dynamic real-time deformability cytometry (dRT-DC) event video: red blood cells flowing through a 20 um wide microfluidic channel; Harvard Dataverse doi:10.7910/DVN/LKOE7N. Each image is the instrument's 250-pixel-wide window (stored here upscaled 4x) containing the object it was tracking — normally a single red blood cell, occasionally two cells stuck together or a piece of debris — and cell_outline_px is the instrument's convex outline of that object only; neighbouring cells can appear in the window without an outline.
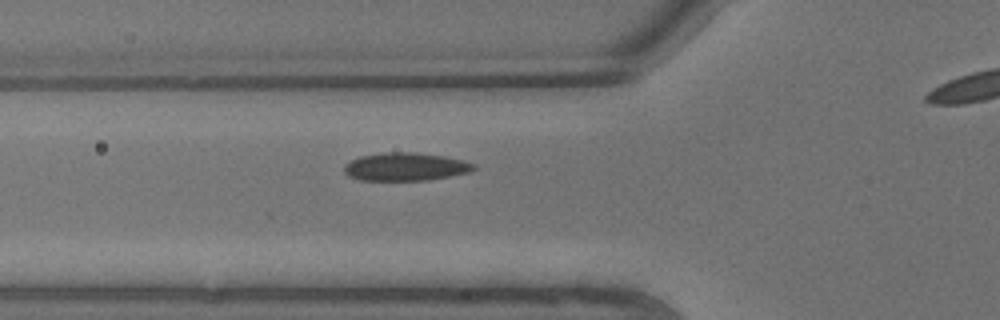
{"species": "common noctule bat (a hibernating species)", "species_latin": "Nyctalus noctula", "temperature_condition": "warm", "stored_images_in_passage": 3, "segment_of_instrument_passage": [1, 2], "camera_frame_rate_fps": 3000, "um_per_image_px": 0.085, "animal": {"sex": "male", "body_mass_g": 13.3}, "frame": {"image": 1, "passage_image": 2, "time_ms": 0.333, "image_size_px": [1000, 320], "cell_outline_px": [[476, 168], [472, 172], [428, 180], [360, 180], [348, 176], [344, 172], [344, 164], [360, 156], [388, 152], [416, 152], [444, 156], [464, 160], [476, 164]], "centroid_in_image_um": [34.5, 14.17], "position_along_channel_um": 91.3, "area_um2": 21.33}}